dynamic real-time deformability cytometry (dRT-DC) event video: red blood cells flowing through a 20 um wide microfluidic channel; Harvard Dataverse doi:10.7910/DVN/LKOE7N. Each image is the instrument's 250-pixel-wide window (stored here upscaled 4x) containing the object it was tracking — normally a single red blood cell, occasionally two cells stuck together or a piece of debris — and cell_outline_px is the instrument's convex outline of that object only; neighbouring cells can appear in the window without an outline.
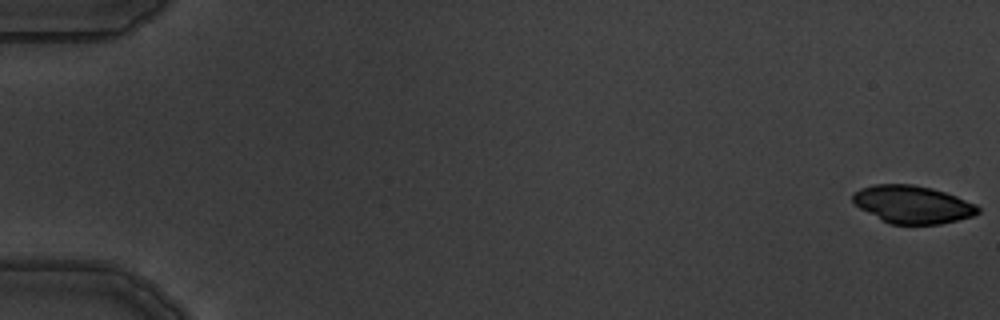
{"species": "common noctule bat (a hibernating species)", "species_latin": "Nyctalus noctula", "temperature_condition": "warm", "stored_images_in_passage": 5, "camera_frame_rate_fps": 3000, "um_per_image_px": 0.085, "animal": {"sex": "male", "body_mass_g": 19.5, "forearm_length_mm": 54.6}, "frame": {"image": 1, "passage_image": 1, "time_ms": 0.0, "image_size_px": [1000, 320], "cell_outline_px": [[980, 212], [972, 216], [940, 224], [892, 224], [880, 220], [860, 208], [852, 200], [852, 192], [860, 188], [872, 184], [912, 184], [932, 188], [956, 196], [976, 204], [980, 208]], "centroid_in_image_um": [77.54, 17.37], "position_along_channel_um": 7.5, "area_um2": 27.57}}